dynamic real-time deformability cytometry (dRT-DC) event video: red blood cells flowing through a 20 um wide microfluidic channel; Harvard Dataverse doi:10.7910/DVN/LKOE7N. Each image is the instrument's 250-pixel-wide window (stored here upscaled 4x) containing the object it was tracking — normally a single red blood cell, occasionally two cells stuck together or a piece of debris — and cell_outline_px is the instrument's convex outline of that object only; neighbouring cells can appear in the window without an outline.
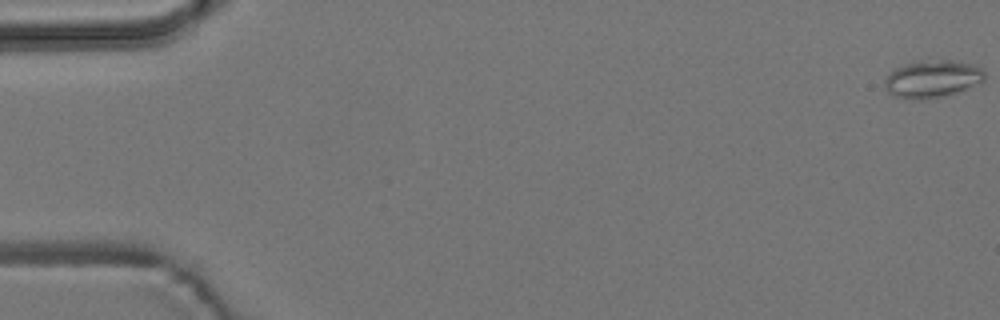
{"species": "common noctule bat (a hibernating species)", "species_latin": "Nyctalus noctula", "temperature_condition": "room temperature", "stored_images_in_passage": 56, "camera_frame_rate_fps": 3000, "um_per_image_px": 0.085, "animal": {"sex": "male", "body_mass_g": 19.2, "forearm_length_mm": 51.8}, "frame": {"image": 1, "passage_image": 1, "time_ms": 0.0, "image_size_px": [1000, 320], "cell_outline_px": [[984, 80], [956, 92], [944, 96], [920, 100], [916, 100], [892, 96], [884, 88], [884, 80], [892, 68], [916, 60], [952, 60], [972, 64], [980, 68], [984, 72]], "centroid_in_image_um": [79.16, 6.7], "position_along_channel_um": 5.8, "area_um2": 21.96}}
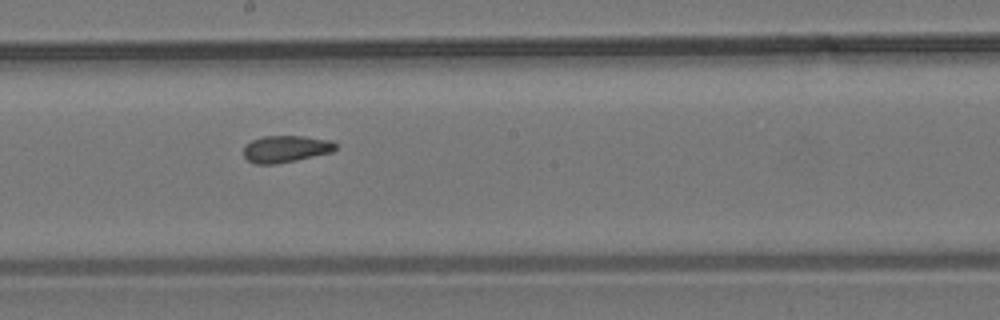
{"frame": {"image": 2, "passage_image": 31, "time_ms": 10.0, "image_size_px": [1000, 320], "cell_outline_px": [[336, 148], [332, 152], [296, 160], [276, 164], [256, 164], [248, 160], [244, 156], [244, 144], [252, 140], [264, 136], [304, 136], [332, 140], [336, 144]], "centroid_in_image_um": [24.29, 12.65], "position_along_channel_um": 223.9, "area_um2": 14.45}}
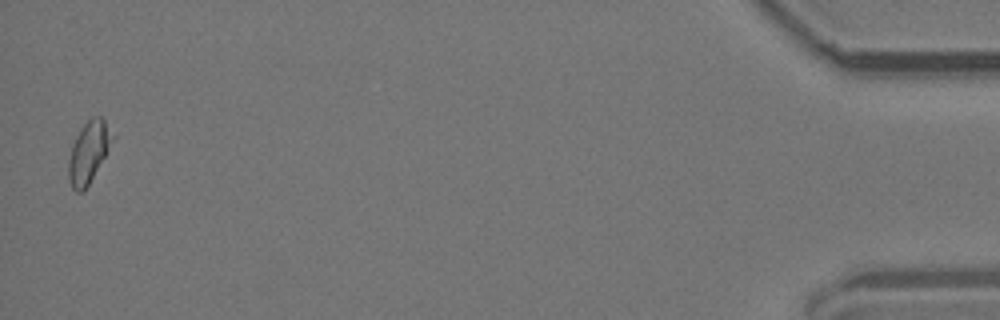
{"frame": {"image": 3, "passage_image": 55, "time_ms": 18.0, "image_size_px": [1000, 320], "cell_outline_px": [[116, 136], [84, 192], [76, 192], [72, 188], [68, 176], [68, 160], [72, 144], [80, 128], [92, 116], [100, 116], [104, 120]], "centroid_in_image_um": [7.53, 12.92], "position_along_channel_um": 427.7, "area_um2": 15.72}}